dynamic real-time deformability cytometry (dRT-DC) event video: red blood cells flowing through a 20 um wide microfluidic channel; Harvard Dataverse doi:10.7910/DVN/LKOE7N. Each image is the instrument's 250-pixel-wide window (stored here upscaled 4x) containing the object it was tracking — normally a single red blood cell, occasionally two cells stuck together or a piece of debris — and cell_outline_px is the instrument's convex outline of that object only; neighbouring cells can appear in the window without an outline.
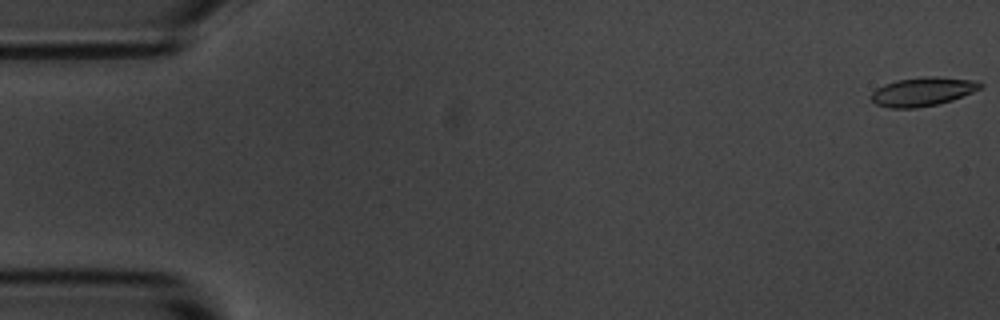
{"species": "common noctule bat (a hibernating species)", "species_latin": "Nyctalus noctula", "temperature_condition": "room temperature", "stored_images_in_passage": 54, "camera_frame_rate_fps": 3000, "um_per_image_px": 0.085, "animal": {"sex": "male", "body_mass_g": 20.1, "forearm_length_mm": 53.5}, "frame": {"image": 1, "passage_image": 1, "time_ms": 0.0, "image_size_px": [1000, 320], "cell_outline_px": [[984, 84], [980, 88], [972, 92], [952, 100], [936, 104], [916, 108], [888, 108], [876, 104], [872, 100], [872, 92], [876, 88], [884, 84], [896, 80], [928, 76], [936, 76], [972, 80]], "centroid_in_image_um": [78.4, 7.78], "position_along_channel_um": 6.6, "area_um2": 18.15}}
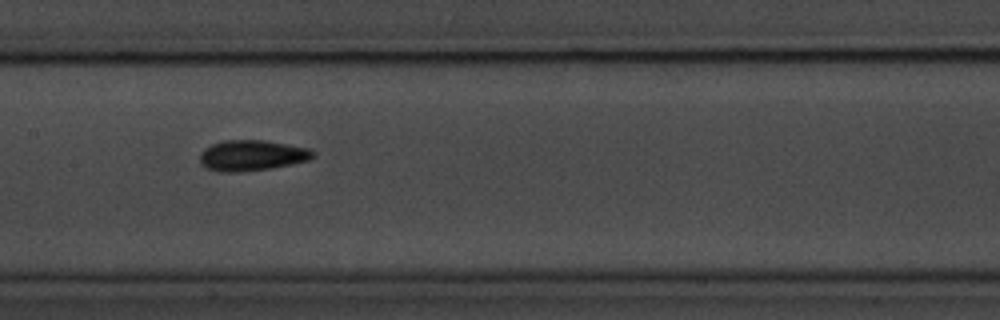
{"frame": {"image": 2, "passage_image": 27, "time_ms": 8.667, "image_size_px": [1000, 320], "cell_outline_px": [[316, 156], [308, 160], [292, 164], [268, 168], [240, 172], [220, 172], [208, 168], [200, 164], [200, 152], [204, 148], [212, 144], [224, 140], [264, 140], [312, 148], [316, 152]], "centroid_in_image_um": [21.44, 13.2], "position_along_channel_um": 186.0, "area_um2": 20.4}}
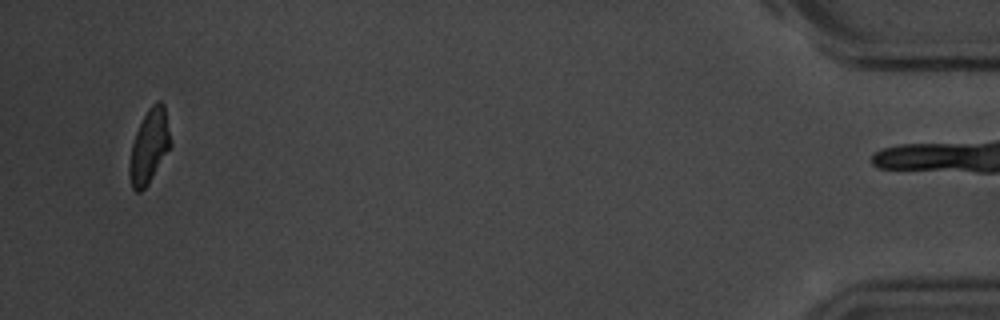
{"frame": {"image": 3, "passage_image": 53, "time_ms": 17.333, "image_size_px": [1000, 320], "cell_outline_px": [[172, 144], [148, 184], [140, 192], [136, 192], [132, 188], [128, 172], [128, 168], [132, 144], [136, 132], [148, 108], [156, 100], [160, 100], [164, 104]], "centroid_in_image_um": [12.68, 12.43], "position_along_channel_um": 422.5, "area_um2": 17.63}, "authors_computed_cell_mechanics": {"area_um2": 18.6405, "velocity_mm_per_s": 3.6837, "shape_relaxation_time_tau1_ms": 2.8455, "shape_relaxation_time_tau2_ms": 2.2342, "deformation_change_tau1": 0.1186, "deformation_change_tau2": 0.0779}}